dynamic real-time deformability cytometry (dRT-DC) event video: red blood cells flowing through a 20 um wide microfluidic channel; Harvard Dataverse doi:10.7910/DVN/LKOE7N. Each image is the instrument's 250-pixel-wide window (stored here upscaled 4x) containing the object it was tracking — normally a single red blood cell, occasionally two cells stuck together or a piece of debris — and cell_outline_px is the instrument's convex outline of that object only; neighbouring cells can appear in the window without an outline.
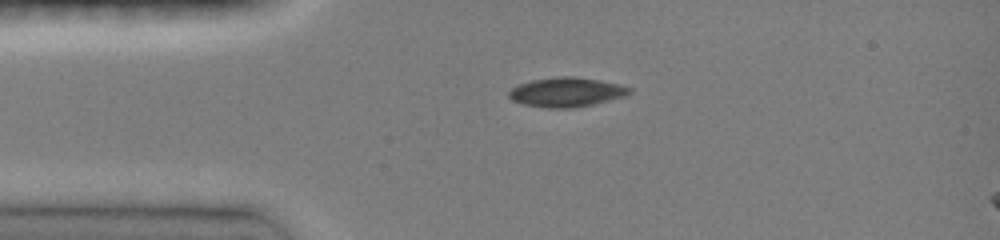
{"species": "common noctule bat (a hibernating species)", "species_latin": "Nyctalus noctula", "temperature_condition": "room temperature", "stored_images_in_passage": 18, "camera_frame_rate_fps": 3000, "um_per_image_px": 0.085, "animal": {"sex": "female", "body_mass_g": 19.0, "forearm_length_mm": 51.5}, "frame": {"image": 1, "passage_image": 1, "time_ms": 0.0, "image_size_px": [1000, 240], "cell_outline_px": [[632, 92], [628, 96], [592, 104], [572, 108], [548, 108], [524, 104], [512, 100], [508, 96], [508, 92], [512, 88], [520, 84], [532, 80], [560, 76], [576, 76], [600, 80], [620, 84], [632, 88]], "centroid_in_image_um": [48.2, 7.83], "position_along_channel_um": 36.8, "area_um2": 20.75}}